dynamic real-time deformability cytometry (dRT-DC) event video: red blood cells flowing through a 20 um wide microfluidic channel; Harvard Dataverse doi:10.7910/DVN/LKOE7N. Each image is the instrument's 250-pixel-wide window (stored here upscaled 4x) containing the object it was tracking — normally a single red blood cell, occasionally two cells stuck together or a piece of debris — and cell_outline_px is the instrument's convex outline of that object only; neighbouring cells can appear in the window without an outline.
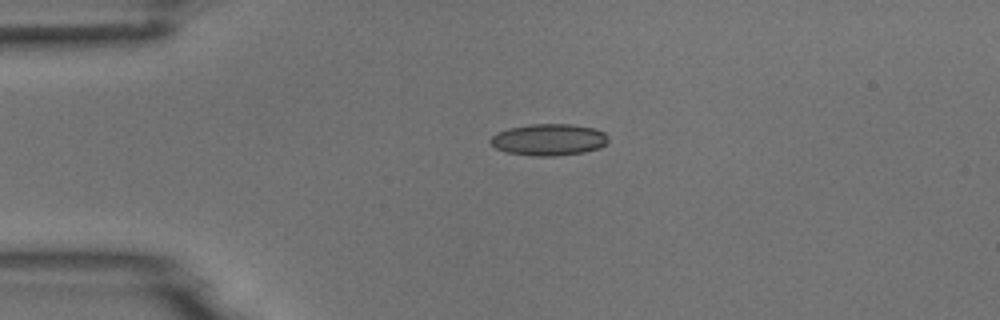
{"species": "common noctule bat (a hibernating species)", "species_latin": "Nyctalus noctula", "temperature_condition": "room temperature", "stored_images_in_passage": 6, "camera_frame_rate_fps": 3000, "um_per_image_px": 0.085, "animal": {"sex": "male", "body_mass_g": 18.8}, "frame": {"image": 1, "passage_image": 6, "time_ms": 5.667, "image_size_px": [1000, 320], "cell_outline_px": [[608, 140], [600, 148], [584, 152], [556, 156], [532, 156], [508, 152], [496, 148], [488, 140], [496, 132], [508, 128], [528, 124], [572, 124], [596, 128], [604, 132], [608, 136]], "centroid_in_image_um": [46.65, 11.86], "position_along_channel_um": 38.4, "area_um2": 21.91}}